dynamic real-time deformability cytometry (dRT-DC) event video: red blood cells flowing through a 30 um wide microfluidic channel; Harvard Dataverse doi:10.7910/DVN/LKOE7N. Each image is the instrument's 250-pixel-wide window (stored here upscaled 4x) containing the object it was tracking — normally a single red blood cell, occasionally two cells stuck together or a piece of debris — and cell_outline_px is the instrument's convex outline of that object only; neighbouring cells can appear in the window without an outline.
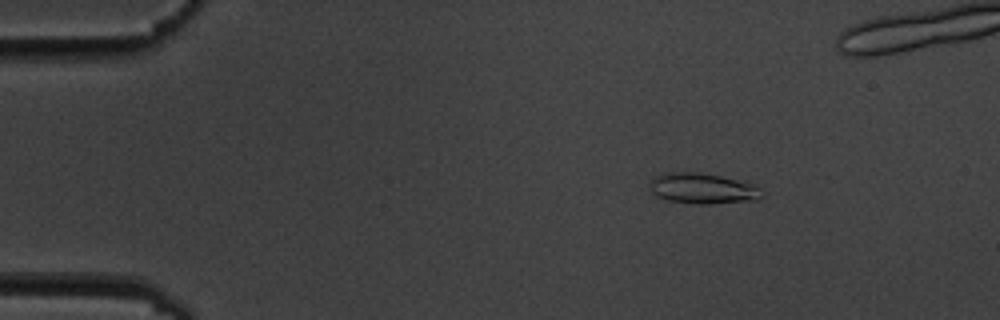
{"species": "common noctule bat (a hibernating species)", "species_latin": "Nyctalus noctula", "temperature_condition": "cold", "stored_images_in_passage": 4, "camera_frame_rate_fps": 3000, "um_per_image_px": 0.085, "animal": {"sex": "male", "body_mass_g": 19.5, "forearm_length_mm": 54.6}, "frame": {"image": 1, "passage_image": 1, "time_ms": 0.0, "image_size_px": [1000, 320], "cell_outline_px": [[764, 196], [756, 200], [708, 204], [696, 204], [668, 200], [656, 196], [652, 192], [652, 180], [656, 176], [664, 172], [700, 172], [720, 176], [756, 184]], "centroid_in_image_um": [59.76, 16.02], "position_along_channel_um": 25.2, "area_um2": 19.94}}